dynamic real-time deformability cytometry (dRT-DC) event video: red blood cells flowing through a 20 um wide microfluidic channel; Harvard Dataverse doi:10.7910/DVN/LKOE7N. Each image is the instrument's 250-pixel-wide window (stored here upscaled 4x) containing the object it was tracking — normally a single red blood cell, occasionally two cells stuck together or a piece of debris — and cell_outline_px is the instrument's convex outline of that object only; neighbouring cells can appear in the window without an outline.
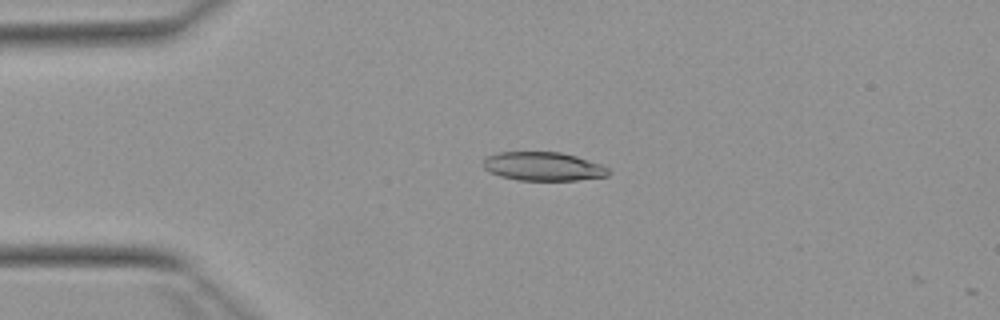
{"species": "Egyptian fruit bat (a non-hibernating species)", "species_latin": "Rousettus aegyptiacus", "temperature_condition": "warm", "stored_images_in_passage": 41, "camera_frame_rate_fps": 3000, "um_per_image_px": 0.085, "animal": {"sex": "female"}, "frame": {"image": 1, "passage_image": 1, "time_ms": 0.0, "image_size_px": [1000, 320], "cell_outline_px": [[612, 172], [608, 176], [576, 180], [516, 180], [500, 176], [488, 172], [484, 168], [484, 160], [488, 156], [496, 152], [560, 152], [576, 156], [600, 164], [608, 168]], "centroid_in_image_um": [46.17, 14.15], "position_along_channel_um": 38.8, "area_um2": 20.98}}
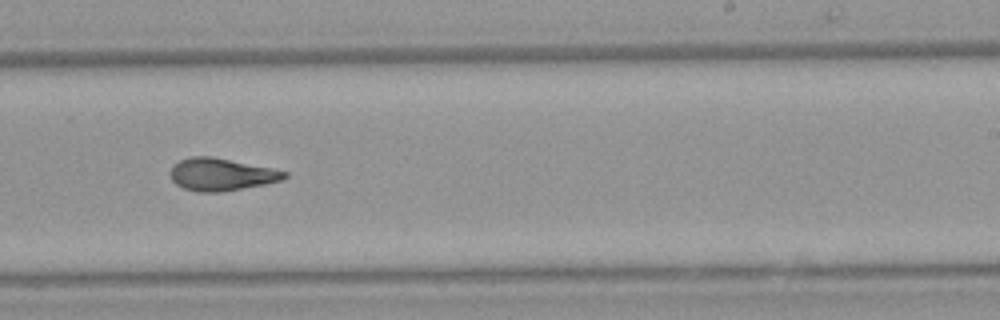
{"frame": {"image": 2, "passage_image": 21, "time_ms": 6.667, "image_size_px": [1000, 320], "cell_outline_px": [[288, 176], [280, 180], [264, 184], [220, 192], [196, 192], [184, 188], [176, 184], [172, 180], [168, 172], [172, 164], [180, 160], [192, 156], [212, 156], [272, 168], [288, 172]], "centroid_in_image_um": [18.75, 14.82], "position_along_channel_um": 270.2, "area_um2": 21.62}}
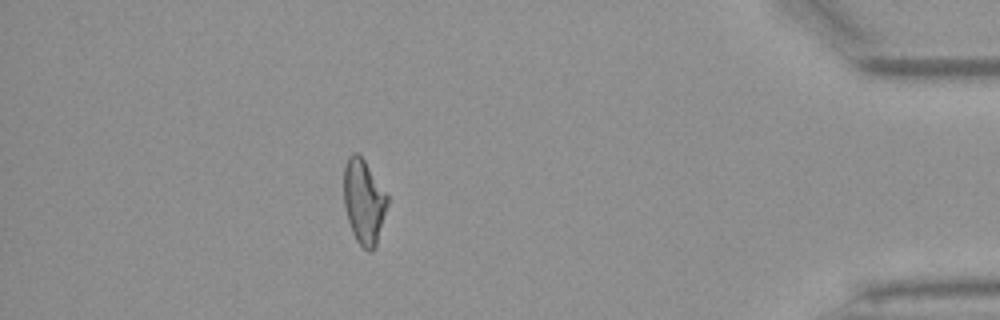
{"frame": {"image": 3, "passage_image": 35, "time_ms": 11.333, "image_size_px": [1000, 320], "cell_outline_px": [[388, 204], [376, 244], [372, 252], [368, 252], [356, 240], [352, 232], [344, 208], [344, 164], [348, 156], [352, 152], [356, 152], [364, 160], [388, 196]], "centroid_in_image_um": [30.91, 17.13], "position_along_channel_um": 404.3, "area_um2": 21.39}}